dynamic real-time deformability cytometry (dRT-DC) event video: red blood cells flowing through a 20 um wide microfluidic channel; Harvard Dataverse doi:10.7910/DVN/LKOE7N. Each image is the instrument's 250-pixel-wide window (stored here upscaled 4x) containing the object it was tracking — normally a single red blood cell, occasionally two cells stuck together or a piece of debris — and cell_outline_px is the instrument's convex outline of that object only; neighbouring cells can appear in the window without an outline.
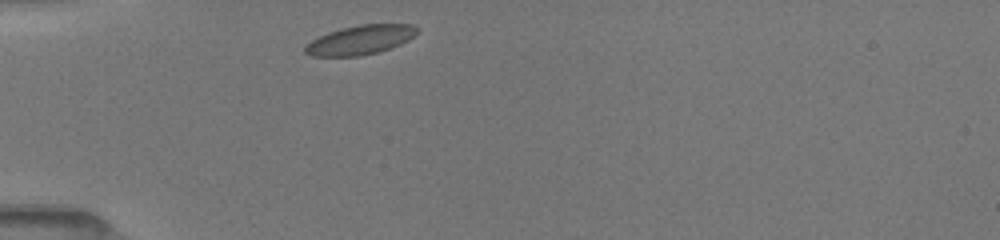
{"species": "common noctule bat (a hibernating species)", "species_latin": "Nyctalus noctula", "temperature_condition": "room temperature", "stored_images_in_passage": 37, "camera_frame_rate_fps": 3000, "um_per_image_px": 0.085, "animal": {"sex": "female", "body_mass_g": 19.5, "forearm_length_mm": 54.1}, "frame": {"image": 1, "passage_image": 1, "time_ms": 0.0, "image_size_px": [1000, 240], "cell_outline_px": [[416, 32], [408, 40], [392, 48], [380, 52], [360, 56], [312, 56], [304, 52], [304, 48], [312, 40], [328, 32], [340, 28], [360, 24], [412, 24], [416, 28]], "centroid_in_image_um": [30.61, 3.4], "position_along_channel_um": 54.4, "area_um2": 19.02}}
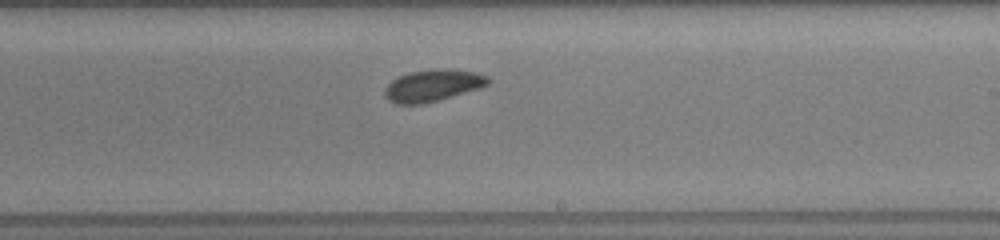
{"frame": {"image": 2, "passage_image": 17, "time_ms": 5.333, "image_size_px": [1000, 240], "cell_outline_px": [[492, 80], [488, 84], [480, 88], [452, 96], [420, 104], [396, 104], [388, 100], [384, 96], [384, 88], [392, 80], [408, 72], [444, 68], [448, 68], [476, 72], [488, 76]], "centroid_in_image_um": [36.79, 7.26], "position_along_channel_um": 252.2, "area_um2": 19.19}}
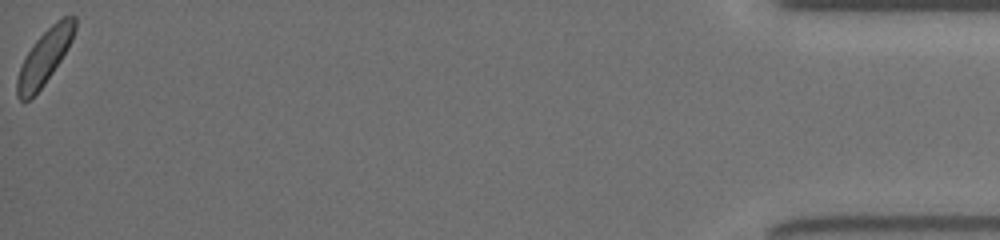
{"frame": {"image": 3, "passage_image": 37, "time_ms": 12.0, "image_size_px": [1000, 240], "cell_outline_px": [[76, 28], [72, 40], [68, 48], [44, 84], [24, 104], [16, 96], [16, 80], [20, 68], [32, 44], [56, 20], [64, 16], [76, 16]], "centroid_in_image_um": [3.78, 4.84], "position_along_channel_um": 431.4, "area_um2": 18.09}, "authors_computed_cell_mechanics": {"area_um2": 18.7272, "velocity_mm_per_s": 3.9915, "shape_relaxation_time_tau1_ms": 3.0574, "shape_relaxation_time_tau2_ms": null, "deformation_change_tau1": 0.0702, "deformation_change_tau2": null}}